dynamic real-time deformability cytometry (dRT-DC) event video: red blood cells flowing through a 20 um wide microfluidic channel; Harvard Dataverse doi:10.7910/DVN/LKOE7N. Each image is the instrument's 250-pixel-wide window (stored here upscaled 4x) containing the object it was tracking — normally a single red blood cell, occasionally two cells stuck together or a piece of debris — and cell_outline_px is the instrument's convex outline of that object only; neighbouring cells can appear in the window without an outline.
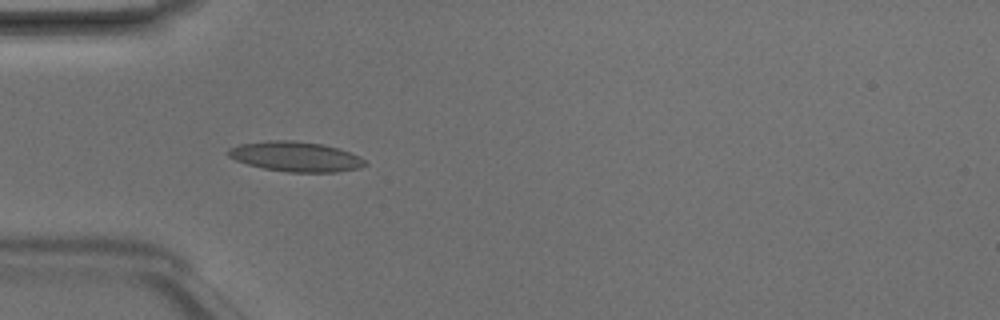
{"species": "Egyptian fruit bat (a non-hibernating species)", "species_latin": "Rousettus aegyptiacus", "temperature_condition": "room temperature", "stored_images_in_passage": 6, "camera_frame_rate_fps": 3000, "um_per_image_px": 0.085, "animal": {"sex": "male"}, "frame": {"image": 1, "passage_image": 5, "time_ms": 1.333, "image_size_px": [1000, 320], "cell_outline_px": [[368, 164], [360, 168], [336, 172], [288, 172], [264, 168], [248, 164], [236, 160], [228, 156], [228, 148], [240, 144], [268, 140], [292, 140], [324, 144], [360, 156]], "centroid_in_image_um": [25.13, 13.31], "position_along_channel_um": 59.9, "area_um2": 23.81}}